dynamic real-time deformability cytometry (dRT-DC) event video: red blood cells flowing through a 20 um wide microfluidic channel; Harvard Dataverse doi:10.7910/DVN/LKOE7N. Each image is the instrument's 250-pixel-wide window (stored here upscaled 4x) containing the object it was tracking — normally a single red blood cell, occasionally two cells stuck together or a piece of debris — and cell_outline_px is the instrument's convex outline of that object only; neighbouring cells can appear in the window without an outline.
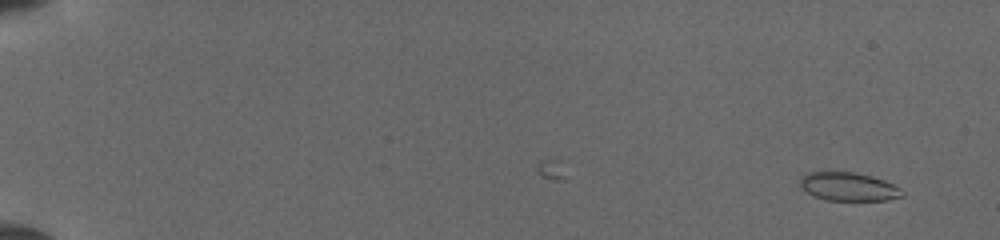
{"species": "common noctule bat (a hibernating species)", "species_latin": "Nyctalus noctula", "temperature_condition": "cold", "stored_images_in_passage": 17, "camera_frame_rate_fps": 3000, "um_per_image_px": 0.085, "animal": {"sex": "female", "body_mass_g": 19.5, "forearm_length_mm": 54.1}, "frame": {"image": 1, "passage_image": 3, "time_ms": 0.667, "image_size_px": [1000, 240], "cell_outline_px": [[904, 196], [888, 200], [828, 200], [812, 196], [800, 188], [800, 180], [808, 172], [852, 172], [884, 180], [900, 188], [904, 192]], "centroid_in_image_um": [72.11, 15.88], "position_along_channel_um": 12.9, "area_um2": 16.82}}